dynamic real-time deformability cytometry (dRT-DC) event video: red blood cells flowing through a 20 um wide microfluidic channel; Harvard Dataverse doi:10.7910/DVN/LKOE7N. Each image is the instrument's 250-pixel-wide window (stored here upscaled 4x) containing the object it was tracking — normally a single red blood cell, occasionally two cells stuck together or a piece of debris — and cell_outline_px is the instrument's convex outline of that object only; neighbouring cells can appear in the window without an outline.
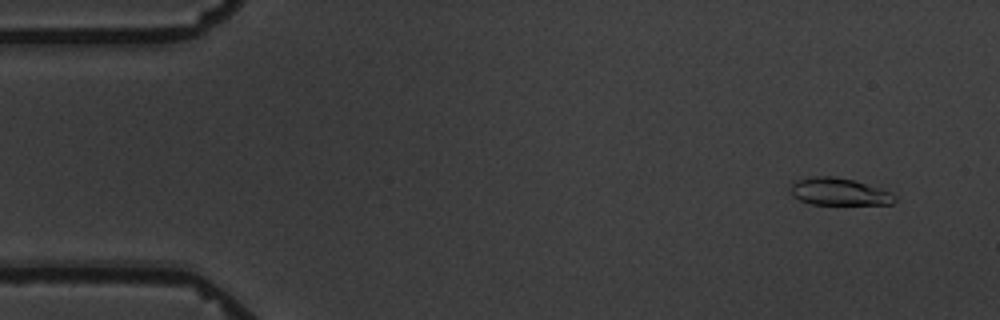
{"species": "common noctule bat (a hibernating species)", "species_latin": "Nyctalus noctula", "temperature_condition": "warm", "stored_images_in_passage": 7, "camera_frame_rate_fps": 3000, "um_per_image_px": 0.085, "animal": {"sex": "male", "body_mass_g": 19.5, "forearm_length_mm": 54.6}, "frame": {"image": 1, "passage_image": 1, "time_ms": 0.0, "image_size_px": [1000, 320], "cell_outline_px": [[896, 200], [892, 204], [812, 204], [800, 200], [792, 196], [792, 184], [796, 180], [816, 176], [832, 176], [856, 180], [880, 188], [896, 196]], "centroid_in_image_um": [71.33, 16.29], "position_along_channel_um": 13.7, "area_um2": 16.42}}
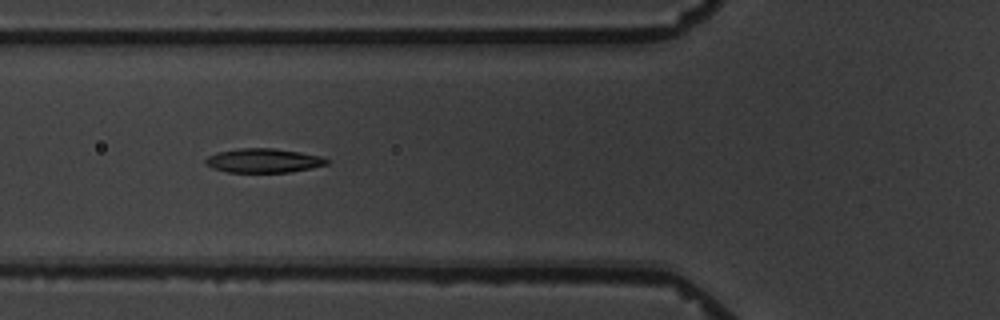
{"frame": {"image": 2, "passage_image": 6, "time_ms": 5.667, "image_size_px": [1000, 320], "cell_outline_px": [[332, 160], [328, 164], [288, 172], [228, 172], [212, 168], [204, 164], [204, 160], [208, 156], [216, 152], [240, 148], [272, 148], [300, 152], [320, 156]], "centroid_in_image_um": [22.36, 13.64], "position_along_channel_um": 103.4, "area_um2": 17.05}}
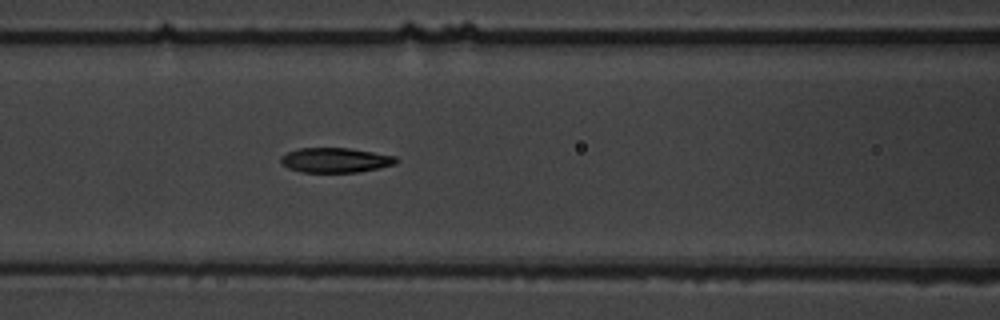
{"frame": {"image": 3, "passage_image": 7, "time_ms": 6.667, "image_size_px": [1000, 320], "cell_outline_px": [[400, 160], [396, 164], [380, 168], [360, 172], [304, 172], [288, 168], [280, 160], [280, 156], [288, 152], [300, 148], [348, 148], [396, 156]], "centroid_in_image_um": [28.55, 13.61], "position_along_channel_um": 138.0, "area_um2": 16.65}}